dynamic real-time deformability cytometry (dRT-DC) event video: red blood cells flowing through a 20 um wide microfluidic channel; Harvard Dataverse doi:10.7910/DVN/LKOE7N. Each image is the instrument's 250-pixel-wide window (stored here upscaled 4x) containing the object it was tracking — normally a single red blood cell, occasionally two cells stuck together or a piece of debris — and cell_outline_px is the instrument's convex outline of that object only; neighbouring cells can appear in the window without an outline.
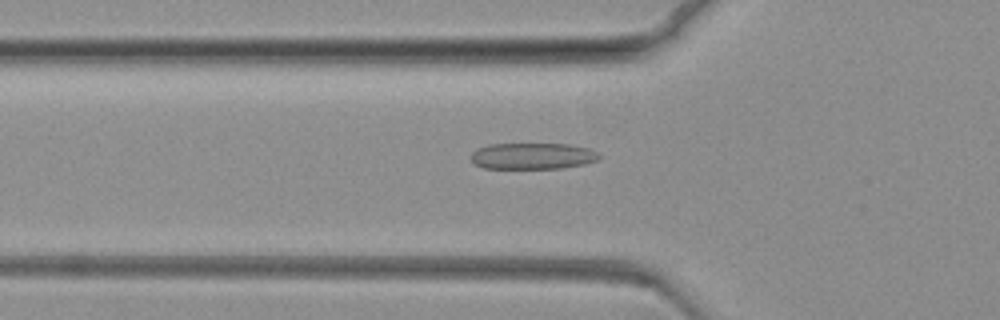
{"species": "common noctule bat (a hibernating species)", "species_latin": "Nyctalus noctula", "temperature_condition": "warm", "stored_images_in_passage": 53, "camera_frame_rate_fps": 3000, "um_per_image_px": 0.085, "animal": {"sex": "female", "body_mass_g": 19.3, "forearm_length_mm": 54.1}, "frame": {"image": 1, "passage_image": 3, "time_ms": 0.667, "image_size_px": [1000, 320], "cell_outline_px": [[600, 156], [596, 160], [584, 164], [564, 168], [484, 168], [472, 164], [472, 152], [488, 144], [568, 144], [592, 148], [600, 152]], "centroid_in_image_um": [45.31, 13.26], "position_along_channel_um": 80.5, "area_um2": 19.77}}
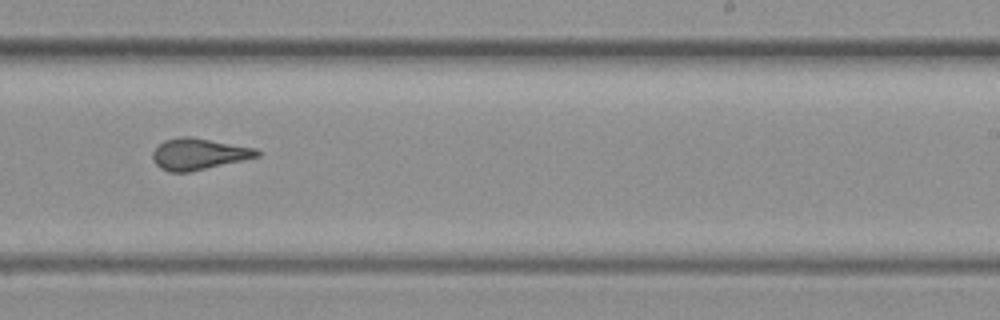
{"frame": {"image": 2, "passage_image": 24, "time_ms": 7.667, "image_size_px": [1000, 320], "cell_outline_px": [[260, 156], [244, 160], [188, 172], [168, 172], [160, 168], [156, 164], [152, 156], [152, 152], [164, 140], [180, 136], [188, 136], [256, 148], [260, 152]], "centroid_in_image_um": [16.88, 13.09], "position_along_channel_um": 272.1, "area_um2": 18.96}}
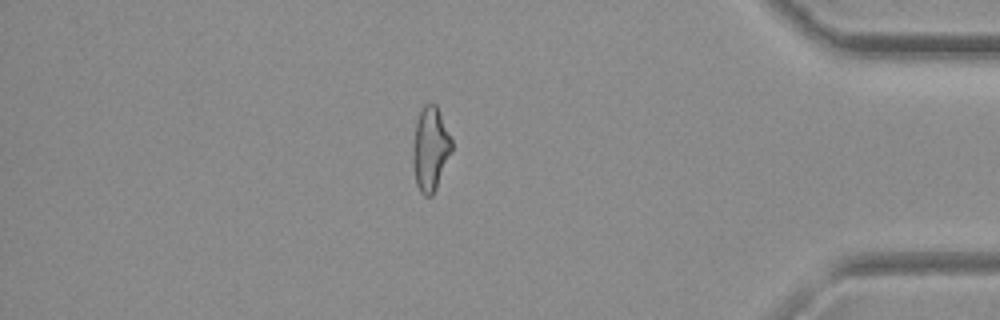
{"frame": {"image": 3, "passage_image": 42, "time_ms": 13.667, "image_size_px": [1000, 320], "cell_outline_px": [[452, 148], [436, 188], [432, 196], [424, 196], [420, 192], [416, 184], [412, 164], [412, 148], [416, 124], [420, 112], [424, 104], [436, 104], [440, 112], [452, 140]], "centroid_in_image_um": [36.56, 12.67], "position_along_channel_um": 398.6, "area_um2": 18.84}}